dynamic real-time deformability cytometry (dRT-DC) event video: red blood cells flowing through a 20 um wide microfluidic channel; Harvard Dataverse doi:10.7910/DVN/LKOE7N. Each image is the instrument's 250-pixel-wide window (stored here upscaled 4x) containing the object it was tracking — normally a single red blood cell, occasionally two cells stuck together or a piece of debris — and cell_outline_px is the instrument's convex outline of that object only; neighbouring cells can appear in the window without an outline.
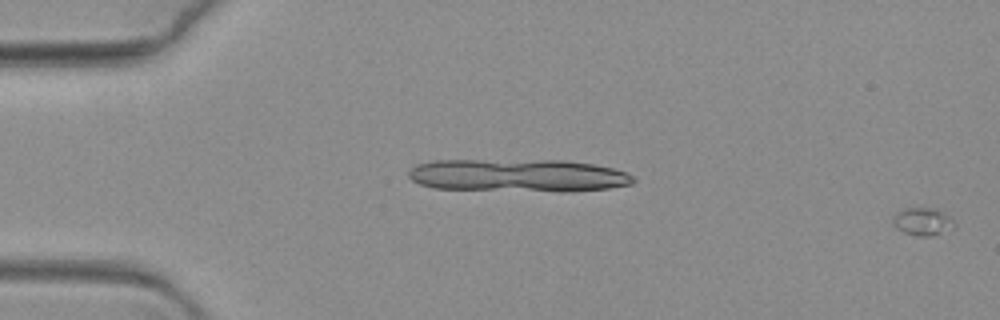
{"species": "common noctule bat (a hibernating species)", "species_latin": "Nyctalus noctula", "temperature_condition": "warm", "stored_images_in_passage": 68, "camera_frame_rate_fps": 3000, "um_per_image_px": 0.085, "animal": {"sex": "female", "body_mass_g": 19.3, "forearm_length_mm": 54.1}, "frame": {"image": 1, "passage_image": 1, "time_ms": 0.0, "image_size_px": [1000, 320], "cell_outline_px": [[956, 228], [928, 236], [916, 236], [904, 232], [896, 228], [892, 224], [892, 216], [896, 212], [904, 208], [936, 208], [944, 212], [956, 224]], "centroid_in_image_um": [78.41, 18.82], "position_along_channel_um": 6.6, "area_um2": 10.06}}
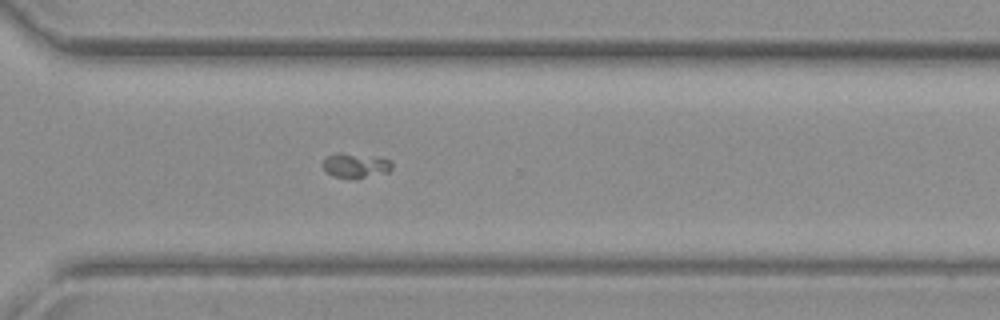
{"frame": {"image": 2, "passage_image": 50, "time_ms": 16.333, "image_size_px": [1000, 320], "cell_outline_px": [[392, 168], [388, 172], [352, 180], [332, 176], [324, 168], [324, 160], [328, 156], [336, 152], [340, 152], [380, 156], [392, 160]], "centroid_in_image_um": [30.27, 14.06], "position_along_channel_um": 340.3, "area_um2": 10.29}}
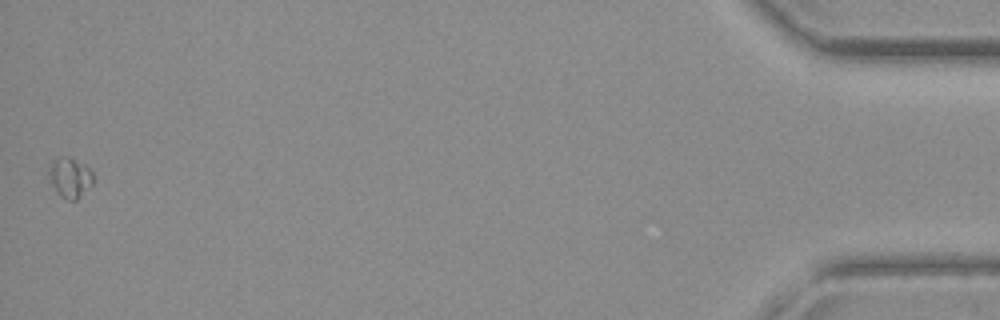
{"frame": {"image": 3, "passage_image": 68, "time_ms": 22.333, "image_size_px": [1000, 320], "cell_outline_px": [[92, 184], [76, 200], [68, 200], [60, 196], [56, 192], [52, 184], [48, 172], [52, 160], [64, 156], [68, 156], [84, 164], [92, 172]], "centroid_in_image_um": [5.93, 15.09], "position_along_channel_um": 429.3, "area_um2": 10.17}}